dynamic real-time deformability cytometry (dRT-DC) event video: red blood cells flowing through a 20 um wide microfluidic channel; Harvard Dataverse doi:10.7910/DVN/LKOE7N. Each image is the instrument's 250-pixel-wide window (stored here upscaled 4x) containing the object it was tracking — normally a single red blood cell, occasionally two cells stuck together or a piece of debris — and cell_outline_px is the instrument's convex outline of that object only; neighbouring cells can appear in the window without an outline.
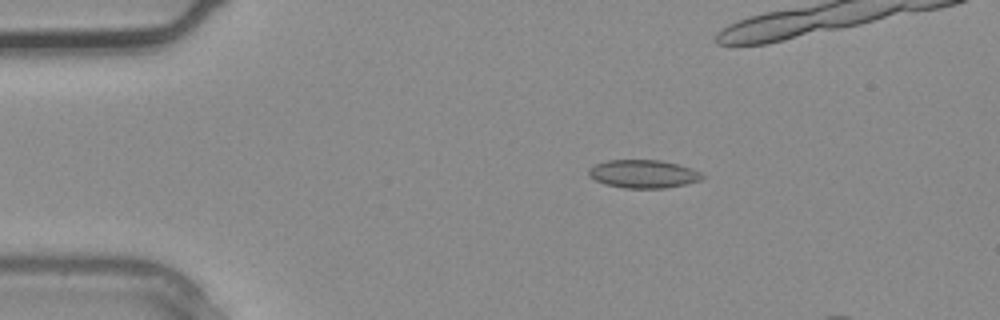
{"species": "common noctule bat (a hibernating species)", "species_latin": "Nyctalus noctula", "temperature_condition": "warm", "stored_images_in_passage": 4, "camera_frame_rate_fps": 3000, "um_per_image_px": 0.085, "animal": {"sex": "male", "body_mass_g": 20.4}, "frame": {"image": 1, "passage_image": 2, "time_ms": 0.333, "image_size_px": [1000, 320], "cell_outline_px": [[704, 176], [700, 180], [684, 184], [664, 188], [624, 188], [604, 184], [588, 176], [588, 168], [596, 164], [608, 160], [660, 160], [680, 164], [692, 168], [700, 172]], "centroid_in_image_um": [54.66, 14.78], "position_along_channel_um": 30.3, "area_um2": 18.67}}